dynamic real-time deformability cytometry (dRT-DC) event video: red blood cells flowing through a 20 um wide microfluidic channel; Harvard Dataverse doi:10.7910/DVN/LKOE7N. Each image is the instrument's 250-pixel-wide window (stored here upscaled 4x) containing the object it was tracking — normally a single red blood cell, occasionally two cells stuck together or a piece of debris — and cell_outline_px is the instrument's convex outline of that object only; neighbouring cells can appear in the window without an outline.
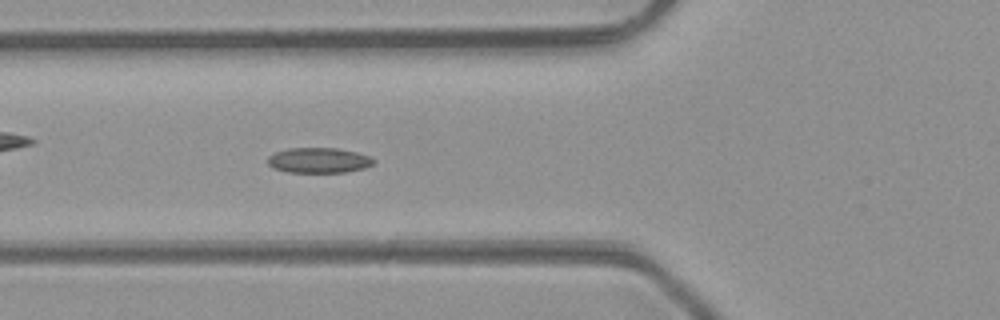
{"species": "common noctule bat (a hibernating species)", "species_latin": "Nyctalus noctula", "temperature_condition": "room temperature", "stored_images_in_passage": 5, "camera_frame_rate_fps": 3000, "um_per_image_px": 0.085, "animal": {"sex": "male", "body_mass_g": 23.1, "forearm_length_mm": 52.7}, "frame": {"image": 1, "passage_image": 5, "time_ms": 4.667, "image_size_px": [1000, 320], "cell_outline_px": [[376, 160], [372, 164], [364, 168], [344, 172], [288, 172], [272, 168], [268, 164], [268, 156], [276, 152], [288, 148], [336, 148], [356, 152], [368, 156]], "centroid_in_image_um": [27.07, 13.62], "position_along_channel_um": 98.7, "area_um2": 15.49}}